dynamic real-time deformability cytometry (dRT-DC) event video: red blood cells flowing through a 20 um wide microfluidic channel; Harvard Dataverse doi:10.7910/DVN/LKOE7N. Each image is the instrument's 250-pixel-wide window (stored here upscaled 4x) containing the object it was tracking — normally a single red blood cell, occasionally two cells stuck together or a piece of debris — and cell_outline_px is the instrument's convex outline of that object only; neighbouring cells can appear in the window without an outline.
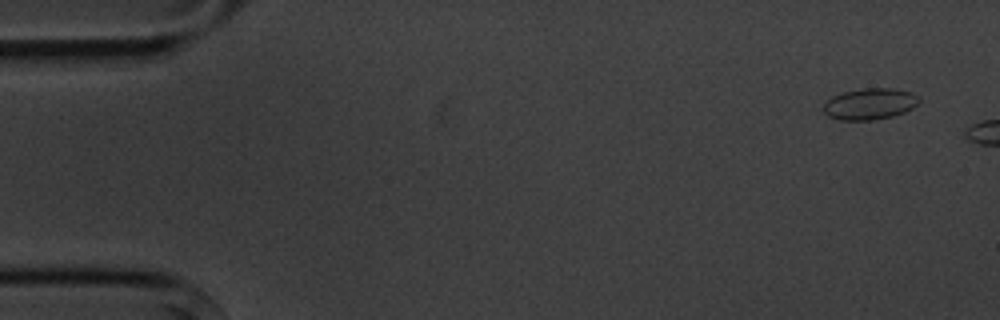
{"species": "common noctule bat (a hibernating species)", "species_latin": "Nyctalus noctula", "temperature_condition": "cold", "stored_images_in_passage": 3, "camera_frame_rate_fps": 3000, "um_per_image_px": 0.085, "animal": {"sex": "male", "body_mass_g": 20.1, "forearm_length_mm": 53.5}, "frame": {"image": 1, "passage_image": 1, "time_ms": 0.0, "image_size_px": [1000, 320], "cell_outline_px": [[920, 100], [912, 108], [904, 112], [892, 116], [872, 120], [840, 120], [828, 116], [824, 112], [824, 104], [832, 96], [840, 92], [864, 88], [892, 88], [912, 92]], "centroid_in_image_um": [73.91, 8.82], "position_along_channel_um": 11.1, "area_um2": 17.4}}